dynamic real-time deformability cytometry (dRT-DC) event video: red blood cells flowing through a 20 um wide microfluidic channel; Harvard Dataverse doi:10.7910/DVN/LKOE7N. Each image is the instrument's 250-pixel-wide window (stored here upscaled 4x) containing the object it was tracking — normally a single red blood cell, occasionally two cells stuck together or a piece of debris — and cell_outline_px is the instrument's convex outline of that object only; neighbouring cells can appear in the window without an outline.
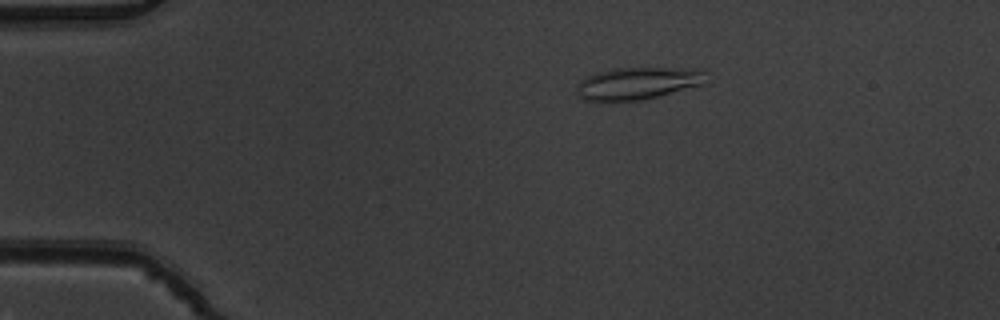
{"species": "common noctule bat (a hibernating species)", "species_latin": "Nyctalus noctula", "temperature_condition": "warm", "stored_images_in_passage": 7, "camera_frame_rate_fps": 3000, "um_per_image_px": 0.085, "animal": {"sex": "male", "body_mass_g": 19.5, "forearm_length_mm": 54.6}, "frame": {"image": 1, "passage_image": 3, "time_ms": 0.667, "image_size_px": [1000, 320], "cell_outline_px": [[708, 84], [656, 96], [636, 100], [584, 100], [580, 96], [576, 88], [576, 84], [584, 76], [596, 72], [616, 68], [704, 68], [708, 72]], "centroid_in_image_um": [54.31, 7.04], "position_along_channel_um": 30.7, "area_um2": 24.62}}
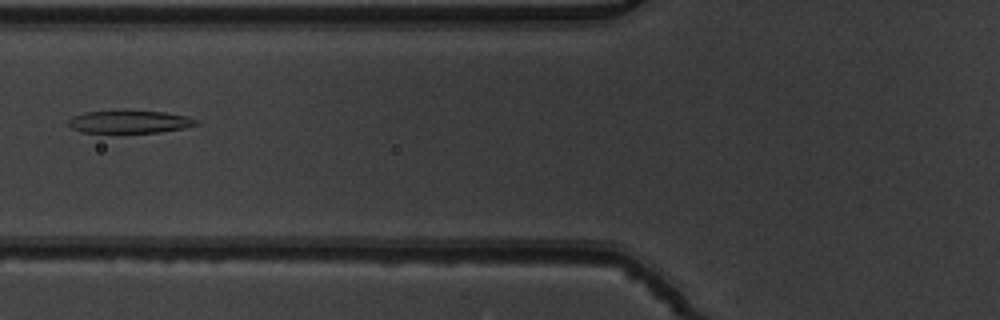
{"frame": {"image": 2, "passage_image": 6, "time_ms": 1.667, "image_size_px": [1000, 320], "cell_outline_px": [[196, 124], [184, 128], [160, 132], [84, 132], [72, 128], [68, 124], [68, 120], [72, 116], [84, 112], [164, 112], [188, 116], [196, 120]], "centroid_in_image_um": [11.0, 10.36], "position_along_channel_um": 114.8, "area_um2": 16.24}}
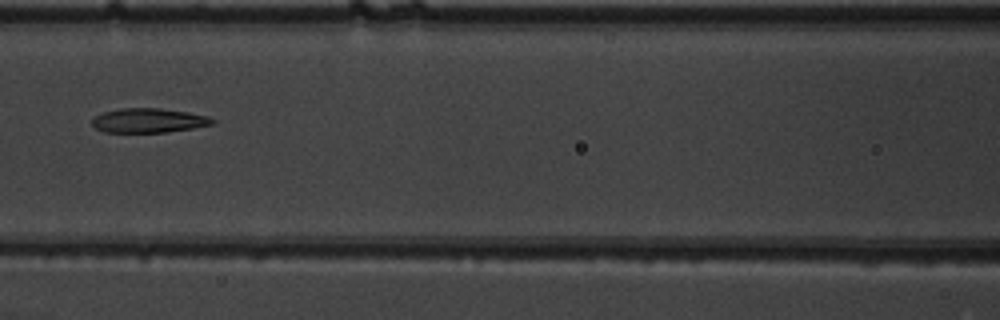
{"frame": {"image": 3, "passage_image": 7, "time_ms": 2.0, "image_size_px": [1000, 320], "cell_outline_px": [[216, 120], [212, 124], [192, 128], [164, 132], [104, 132], [96, 128], [92, 124], [92, 120], [96, 116], [104, 112], [120, 108], [160, 108], [188, 112], [208, 116]], "centroid_in_image_um": [12.63, 10.23], "position_along_channel_um": 154.0, "area_um2": 16.94}}